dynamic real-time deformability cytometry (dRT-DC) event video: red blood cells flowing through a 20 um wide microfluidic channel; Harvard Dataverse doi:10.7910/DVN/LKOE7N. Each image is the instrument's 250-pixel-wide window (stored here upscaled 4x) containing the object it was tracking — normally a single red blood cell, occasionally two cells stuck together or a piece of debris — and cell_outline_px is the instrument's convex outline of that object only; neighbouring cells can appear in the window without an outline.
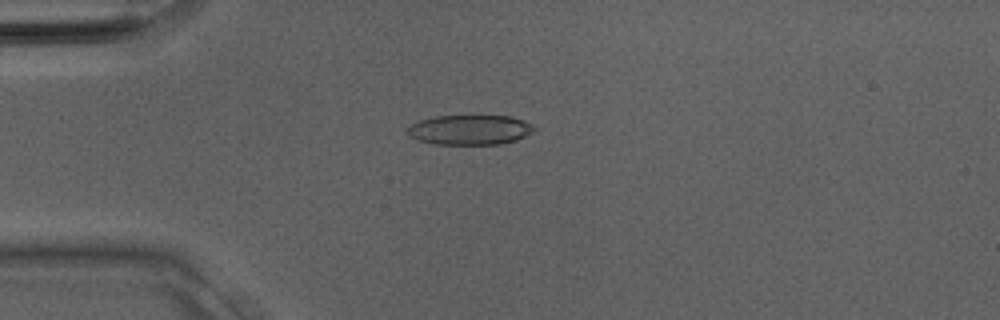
{"species": "Egyptian fruit bat (a non-hibernating species)", "species_latin": "Rousettus aegyptiacus", "temperature_condition": "room temperature", "stored_images_in_passage": 3, "camera_frame_rate_fps": 3000, "um_per_image_px": 0.085, "animal": {"sex": "male"}, "frame": {"image": 1, "passage_image": 3, "time_ms": 0.667, "image_size_px": [1000, 320], "cell_outline_px": [[536, 128], [532, 132], [516, 140], [500, 144], [432, 144], [416, 140], [408, 136], [404, 132], [404, 128], [408, 124], [420, 120], [436, 116], [508, 116], [532, 124]], "centroid_in_image_um": [39.82, 11.04], "position_along_channel_um": 45.2, "area_um2": 22.25}}